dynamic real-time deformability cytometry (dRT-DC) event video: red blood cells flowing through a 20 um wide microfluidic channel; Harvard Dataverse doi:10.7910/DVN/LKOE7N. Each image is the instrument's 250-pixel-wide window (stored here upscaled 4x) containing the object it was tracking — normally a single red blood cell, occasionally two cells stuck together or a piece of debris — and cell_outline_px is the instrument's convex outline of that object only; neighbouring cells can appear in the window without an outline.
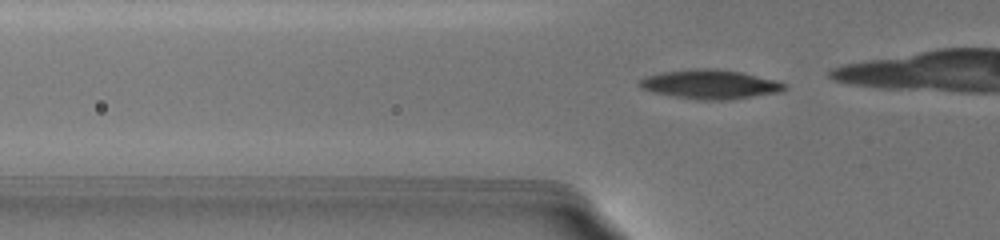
{"species": "common noctule bat (a hibernating species)", "species_latin": "Nyctalus noctula", "temperature_condition": "warm", "stored_images_in_passage": 7, "camera_frame_rate_fps": 3000, "um_per_image_px": 0.085, "animal": {"sex": "female", "body_mass_g": 19.5, "forearm_length_mm": 54.1}, "frame": {"image": 1, "passage_image": 2, "time_ms": 0.333, "image_size_px": [1000, 240], "cell_outline_px": [[788, 88], [784, 92], [732, 100], [700, 100], [672, 96], [652, 92], [640, 88], [636, 84], [636, 80], [644, 76], [660, 72], [692, 68], [716, 68], [740, 72], [780, 80], [788, 84]], "centroid_in_image_um": [60.39, 7.17], "position_along_channel_um": 65.4, "area_um2": 25.61}}
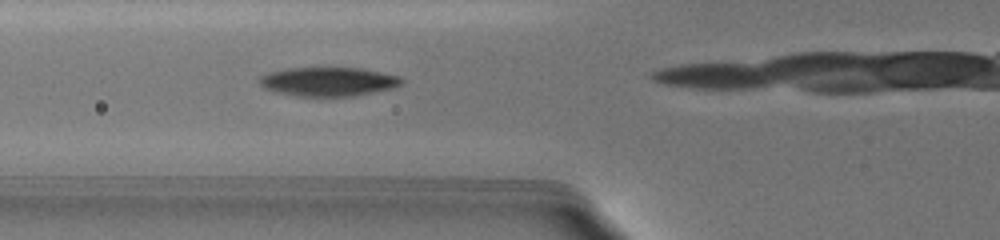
{"frame": {"image": 2, "passage_image": 4, "time_ms": 1.333, "image_size_px": [1000, 240], "cell_outline_px": [[404, 80], [396, 88], [352, 96], [296, 96], [272, 92], [264, 88], [260, 84], [260, 76], [268, 72], [288, 68], [364, 68], [400, 76]], "centroid_in_image_um": [27.91, 6.94], "position_along_channel_um": 97.9, "area_um2": 24.22}}